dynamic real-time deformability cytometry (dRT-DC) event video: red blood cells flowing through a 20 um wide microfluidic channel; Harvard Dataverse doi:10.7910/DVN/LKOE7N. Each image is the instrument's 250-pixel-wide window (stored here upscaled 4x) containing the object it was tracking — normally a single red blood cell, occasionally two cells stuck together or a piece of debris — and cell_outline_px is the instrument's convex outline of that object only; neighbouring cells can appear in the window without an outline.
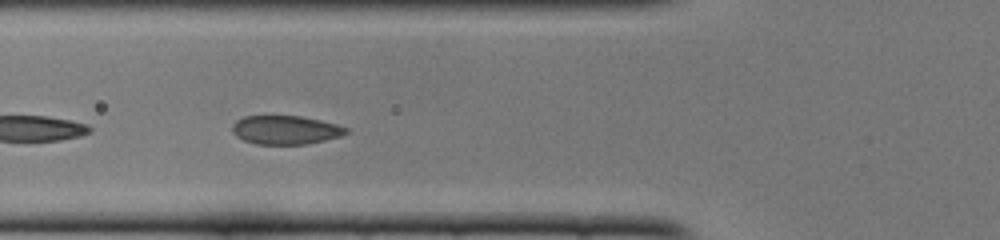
{"species": "common noctule bat (a hibernating species)", "species_latin": "Nyctalus noctula", "temperature_condition": "cold", "stored_images_in_passage": 14, "camera_frame_rate_fps": 3000, "um_per_image_px": 0.085, "animal": {"sex": "female", "body_mass_g": 22.0, "forearm_length_mm": 56.7}, "frame": {"image": 1, "passage_image": 12, "time_ms": 3.667, "image_size_px": [1000, 240], "cell_outline_px": [[348, 132], [340, 136], [308, 144], [256, 144], [244, 140], [236, 136], [232, 132], [232, 124], [236, 120], [244, 116], [300, 116], [320, 120], [336, 124], [348, 128]], "centroid_in_image_um": [24.25, 11.04], "position_along_channel_um": 101.6, "area_um2": 19.02}}